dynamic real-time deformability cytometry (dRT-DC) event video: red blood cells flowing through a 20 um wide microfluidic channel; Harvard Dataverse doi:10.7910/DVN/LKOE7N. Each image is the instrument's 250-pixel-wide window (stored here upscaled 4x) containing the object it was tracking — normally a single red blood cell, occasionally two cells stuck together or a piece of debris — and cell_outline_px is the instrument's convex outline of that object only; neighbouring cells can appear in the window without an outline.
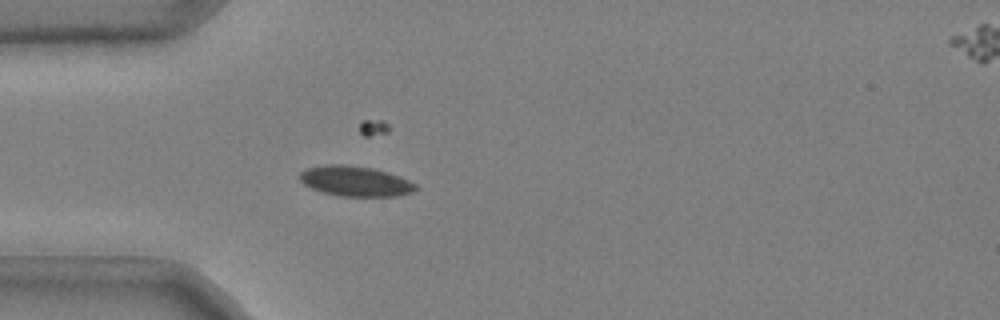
{"species": "common noctule bat (a hibernating species)", "species_latin": "Nyctalus noctula", "temperature_condition": "cold", "stored_images_in_passage": 38, "camera_frame_rate_fps": 3000, "um_per_image_px": 0.085, "animal": {"sex": "male", "body_mass_g": 20.4}, "frame": {"image": 1, "passage_image": 1, "time_ms": 0.0, "image_size_px": [1000, 320], "cell_outline_px": [[420, 188], [412, 192], [396, 196], [340, 196], [324, 192], [312, 188], [304, 184], [300, 180], [300, 172], [308, 168], [328, 164], [344, 164], [372, 168], [388, 172], [400, 176], [416, 184]], "centroid_in_image_um": [30.24, 15.4], "position_along_channel_um": 54.8, "area_um2": 20.35}}
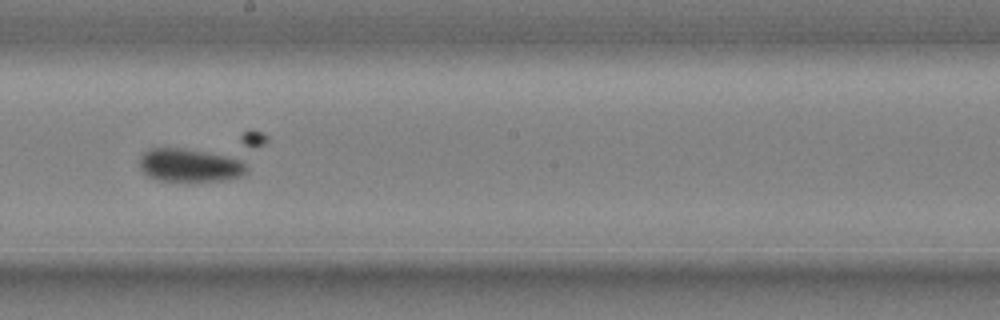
{"frame": {"image": 2, "passage_image": 16, "time_ms": 5.0, "image_size_px": [1000, 320], "cell_outline_px": [[248, 172], [244, 176], [224, 180], [156, 180], [148, 176], [140, 168], [140, 156], [148, 148], [184, 148], [240, 156], [248, 168]], "centroid_in_image_um": [16.22, 14.01], "position_along_channel_um": 232.0, "area_um2": 21.27}}
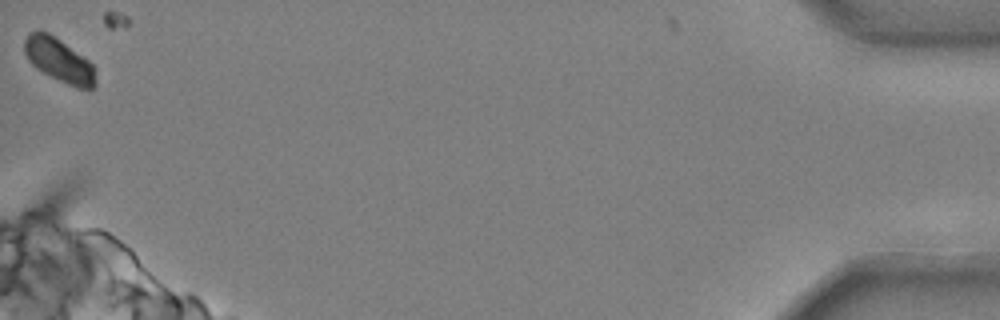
{"frame": {"image": 3, "passage_image": 38, "time_ms": 12.333, "image_size_px": [1000, 320], "cell_outline_px": [[96, 84], [92, 88], [80, 88], [68, 84], [36, 68], [28, 60], [24, 52], [24, 40], [28, 32], [48, 32], [60, 40], [88, 60], [96, 68]], "centroid_in_image_um": [5.02, 5.11], "position_along_channel_um": 430.2, "area_um2": 17.86}}